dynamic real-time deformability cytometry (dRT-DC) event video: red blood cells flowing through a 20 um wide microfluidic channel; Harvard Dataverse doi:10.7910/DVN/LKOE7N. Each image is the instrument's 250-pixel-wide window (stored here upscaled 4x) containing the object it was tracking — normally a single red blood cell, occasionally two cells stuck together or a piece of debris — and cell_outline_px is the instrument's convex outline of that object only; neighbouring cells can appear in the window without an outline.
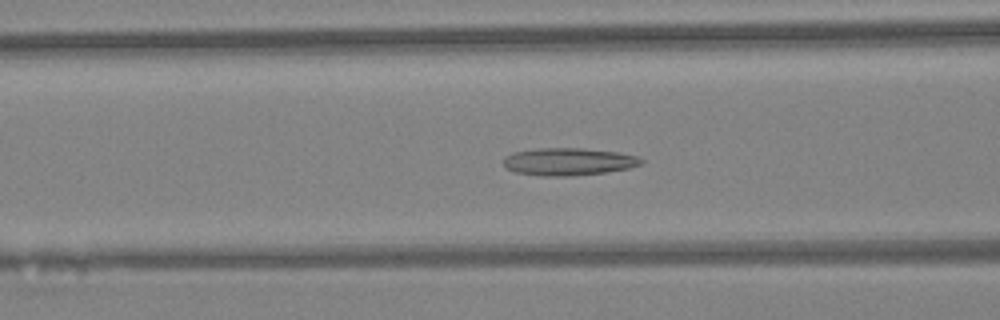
{"species": "Egyptian fruit bat (a non-hibernating species)", "species_latin": "Rousettus aegyptiacus", "temperature_condition": "warm", "stored_images_in_passage": 39, "segment_of_instrument_passage": [1, 2], "camera_frame_rate_fps": 3000, "um_per_image_px": 0.085, "animal": {"sex": "female"}, "frame": {"image": 1, "passage_image": 10, "time_ms": 3.0, "image_size_px": [1000, 320], "cell_outline_px": [[644, 160], [640, 164], [628, 168], [604, 172], [572, 176], [540, 176], [516, 172], [508, 168], [504, 164], [504, 160], [512, 152], [536, 148], [584, 148], [620, 152], [636, 156]], "centroid_in_image_um": [48.33, 13.73], "position_along_channel_um": 118.3, "area_um2": 21.96}}
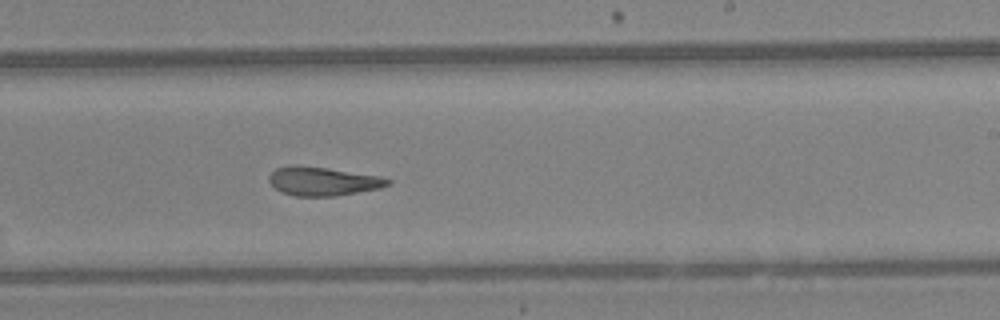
{"frame": {"image": 2, "passage_image": 20, "time_ms": 6.333, "image_size_px": [1000, 320], "cell_outline_px": [[392, 184], [380, 188], [336, 196], [296, 196], [284, 192], [276, 188], [268, 180], [268, 176], [276, 168], [328, 168], [380, 176], [392, 180]], "centroid_in_image_um": [27.55, 15.44], "position_along_channel_um": 261.5, "area_um2": 19.13}}
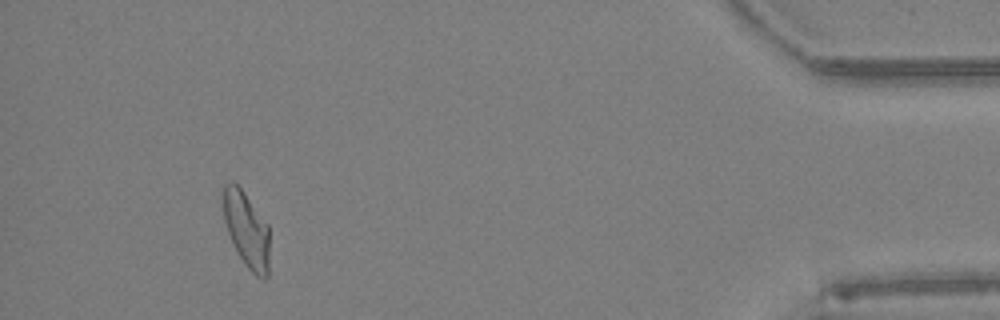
{"frame": {"image": 3, "passage_image": 35, "time_ms": 11.333, "image_size_px": [1000, 320], "cell_outline_px": [[268, 276], [264, 280], [256, 276], [244, 264], [232, 244], [224, 220], [224, 184], [232, 180], [244, 192], [268, 224]], "centroid_in_image_um": [20.96, 19.54], "position_along_channel_um": 414.2, "area_um2": 20.23}}